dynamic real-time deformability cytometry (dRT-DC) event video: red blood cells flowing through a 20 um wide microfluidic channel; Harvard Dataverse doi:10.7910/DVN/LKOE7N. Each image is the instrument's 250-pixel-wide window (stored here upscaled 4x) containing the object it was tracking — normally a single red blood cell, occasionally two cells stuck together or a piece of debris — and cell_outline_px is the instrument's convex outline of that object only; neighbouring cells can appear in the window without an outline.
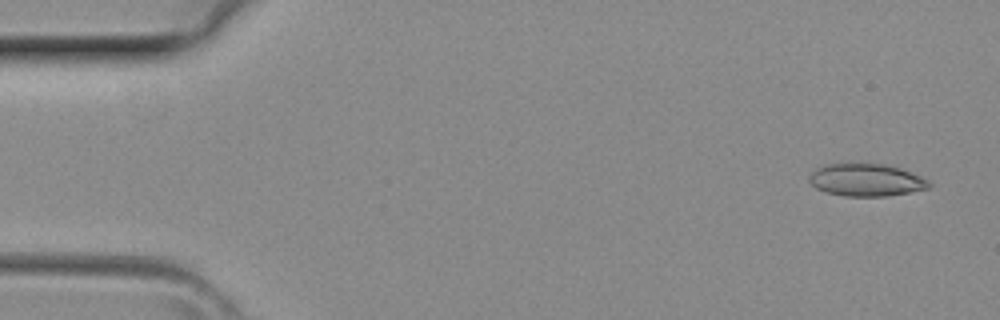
{"species": "common noctule bat (a hibernating species)", "species_latin": "Nyctalus noctula", "temperature_condition": "room temperature", "stored_images_in_passage": 4, "camera_frame_rate_fps": 3000, "um_per_image_px": 0.085, "animal": {"sex": "female", "body_mass_g": 29.2, "forearm_length_mm": 56.3}, "frame": {"image": 1, "passage_image": 1, "time_ms": 0.0, "image_size_px": [1000, 320], "cell_outline_px": [[932, 184], [928, 188], [908, 192], [884, 196], [844, 196], [828, 192], [816, 188], [808, 180], [808, 176], [816, 168], [824, 164], [848, 160], [884, 164], [900, 168], [920, 176], [928, 180]], "centroid_in_image_um": [73.56, 15.24], "position_along_channel_um": 11.4, "area_um2": 23.29}}
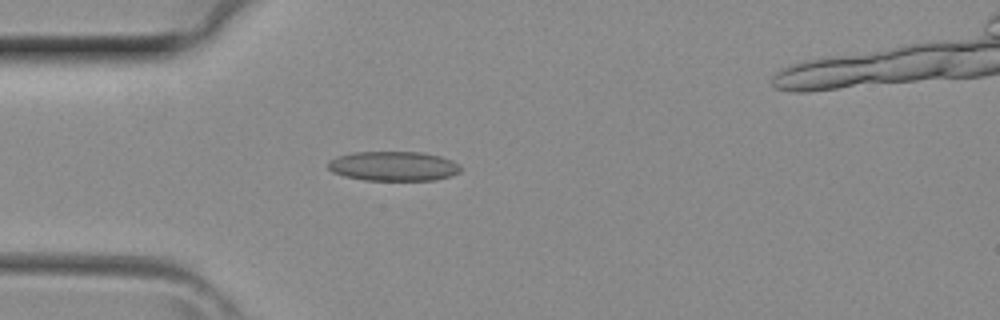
{"frame": {"image": 2, "passage_image": 3, "time_ms": 0.667, "image_size_px": [1000, 320], "cell_outline_px": [[460, 172], [452, 176], [436, 180], [364, 180], [344, 176], [332, 172], [328, 168], [328, 160], [352, 152], [424, 152], [440, 156], [452, 160], [460, 168]], "centroid_in_image_um": [33.44, 14.12], "position_along_channel_um": 51.6, "area_um2": 22.89}}